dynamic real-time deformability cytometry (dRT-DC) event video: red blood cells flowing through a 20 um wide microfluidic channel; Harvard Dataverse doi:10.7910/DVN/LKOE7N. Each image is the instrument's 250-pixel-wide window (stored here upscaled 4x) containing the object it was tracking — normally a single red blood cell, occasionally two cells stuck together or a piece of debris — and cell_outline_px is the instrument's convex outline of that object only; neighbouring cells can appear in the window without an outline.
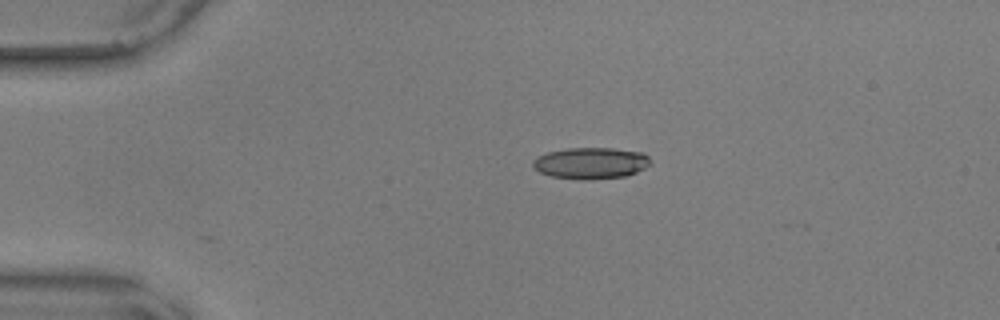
{"species": "common noctule bat (a hibernating species)", "species_latin": "Nyctalus noctula", "temperature_condition": "warm", "stored_images_in_passage": 45, "camera_frame_rate_fps": 3000, "um_per_image_px": 0.085, "animal": {"sex": "male", "body_mass_g": 17.9, "forearm_length_mm": 54.2}, "frame": {"image": 1, "passage_image": 1, "time_ms": 0.0, "image_size_px": [1000, 320], "cell_outline_px": [[648, 164], [644, 168], [636, 172], [624, 176], [592, 180], [580, 180], [552, 176], [540, 172], [532, 164], [532, 160], [536, 156], [548, 152], [568, 148], [612, 148], [644, 152], [648, 156]], "centroid_in_image_um": [50.19, 13.86], "position_along_channel_um": 34.8, "area_um2": 21.5}}
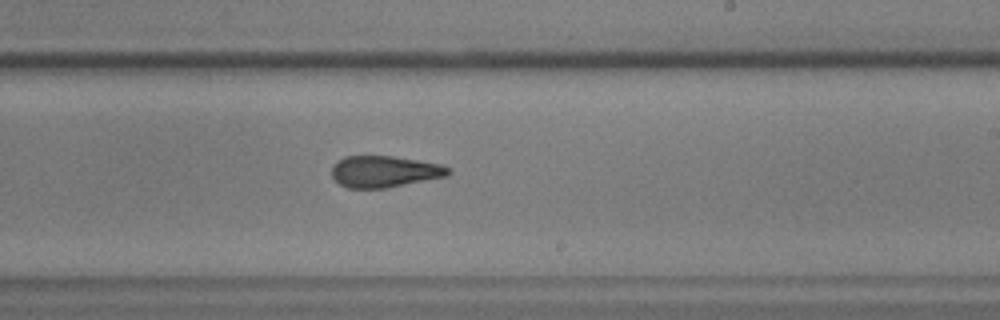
{"frame": {"image": 2, "passage_image": 23, "time_ms": 7.333, "image_size_px": [1000, 320], "cell_outline_px": [[452, 172], [448, 176], [388, 188], [348, 188], [340, 184], [332, 176], [332, 168], [344, 156], [392, 156], [440, 164], [452, 168]], "centroid_in_image_um": [32.73, 14.59], "position_along_channel_um": 256.3, "area_um2": 21.39}}
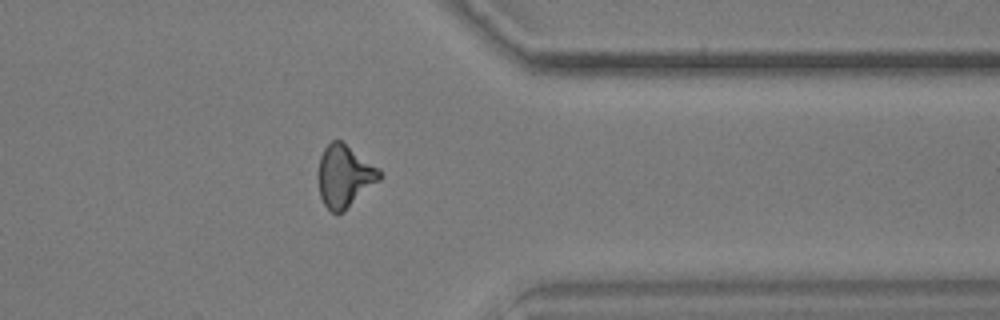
{"frame": {"image": 3, "passage_image": 34, "time_ms": 11.0, "image_size_px": [1000, 320], "cell_outline_px": [[380, 180], [344, 212], [336, 216], [324, 204], [320, 196], [316, 176], [316, 172], [320, 156], [324, 148], [332, 140], [340, 140], [380, 168]], "centroid_in_image_um": [29.25, 14.99], "position_along_channel_um": 382.2, "area_um2": 22.66}, "authors_computed_cell_mechanics": {"area_um2": 21.5594, "velocity_mm_per_s": 3.6298, "shape_relaxation_time_tau1_ms": 5.7609, "shape_relaxation_time_tau2_ms": 1.8688, "deformation_change_tau1": 0.1928, "deformation_change_tau2": 0.1111}}